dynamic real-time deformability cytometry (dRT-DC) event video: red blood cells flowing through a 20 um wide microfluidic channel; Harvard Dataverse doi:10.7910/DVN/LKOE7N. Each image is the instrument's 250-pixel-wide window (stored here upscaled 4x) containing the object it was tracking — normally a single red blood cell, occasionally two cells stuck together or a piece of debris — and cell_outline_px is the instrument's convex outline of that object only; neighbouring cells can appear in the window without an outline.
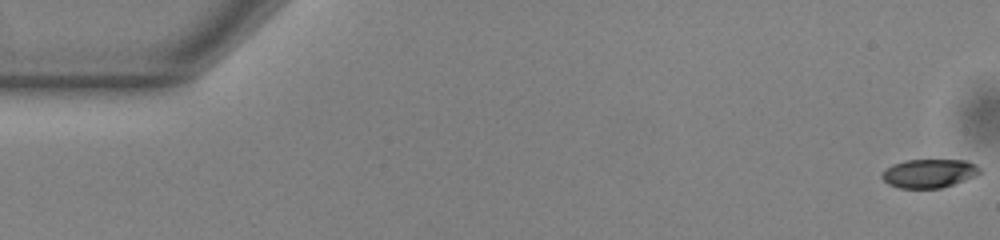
{"species": "common noctule bat (a hibernating species)", "species_latin": "Nyctalus noctula", "temperature_condition": "warm", "stored_images_in_passage": 54, "camera_frame_rate_fps": 3000, "um_per_image_px": 0.085, "animal": {"sex": "male", "body_mass_g": 13.0, "forearm_length_mm": 53.1}, "frame": {"image": 1, "passage_image": 1, "time_ms": 0.0, "image_size_px": [1000, 240], "cell_outline_px": [[980, 172], [976, 176], [940, 188], [900, 188], [888, 184], [880, 176], [892, 164], [908, 160], [968, 160], [976, 164], [980, 168]], "centroid_in_image_um": [78.99, 14.73], "position_along_channel_um": 6.0, "area_um2": 16.24}}
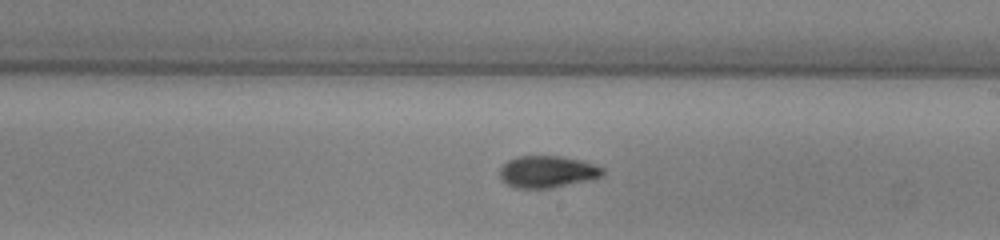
{"frame": {"image": 2, "passage_image": 31, "time_ms": 10.0, "image_size_px": [1000, 240], "cell_outline_px": [[604, 176], [588, 180], [552, 188], [516, 188], [508, 184], [500, 176], [500, 168], [508, 160], [520, 156], [560, 156], [580, 160], [604, 168]], "centroid_in_image_um": [46.54, 14.6], "position_along_channel_um": 242.5, "area_um2": 18.96}}
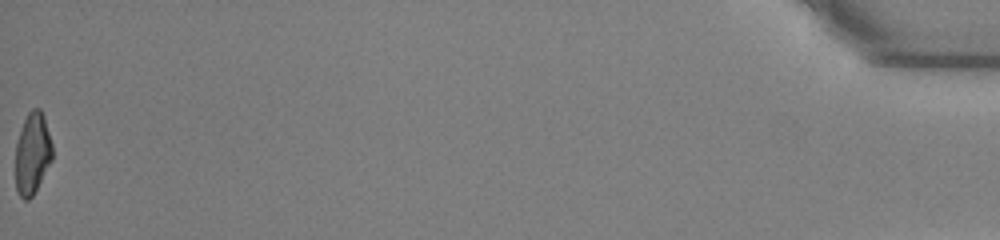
{"frame": {"image": 3, "passage_image": 54, "time_ms": 17.667, "image_size_px": [1000, 240], "cell_outline_px": [[52, 160], [32, 196], [28, 200], [24, 200], [20, 196], [16, 188], [16, 144], [24, 120], [28, 112], [32, 108], [40, 108], [44, 116], [52, 144]], "centroid_in_image_um": [2.76, 13.03], "position_along_channel_um": 432.4, "area_um2": 17.34}, "authors_computed_cell_mechanics": {"area_um2": 18.2648, "velocity_mm_per_s": 3.8786, "shape_relaxation_time_tau1_ms": 4.0036, "shape_relaxation_time_tau2_ms": 2.2025, "deformation_change_tau1": 0.1513, "deformation_change_tau2": 0.0833}}